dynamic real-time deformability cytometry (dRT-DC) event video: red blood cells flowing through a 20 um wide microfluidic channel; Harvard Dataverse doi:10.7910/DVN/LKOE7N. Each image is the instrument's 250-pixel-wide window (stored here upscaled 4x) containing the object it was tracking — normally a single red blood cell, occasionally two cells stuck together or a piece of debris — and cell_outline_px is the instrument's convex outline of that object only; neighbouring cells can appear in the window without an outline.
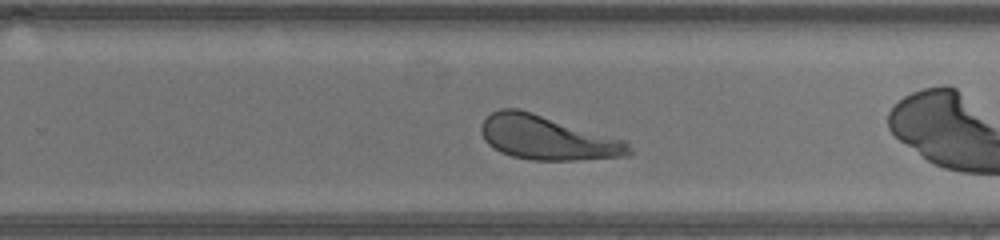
{"species": "human", "species_latin": "Homo sapiens", "temperature_condition": "warm", "stored_images_in_passage": 23, "camera_frame_rate_fps": 3000, "um_per_image_px": 0.085, "donor": {"sex": "male"}, "frame": {"image": 1, "passage_image": 14, "time_ms": 4.333, "image_size_px": [1000, 240], "cell_outline_px": [[632, 156], [576, 160], [532, 160], [512, 156], [500, 152], [488, 144], [484, 140], [480, 132], [480, 128], [484, 120], [492, 112], [500, 108], [520, 108], [628, 140], [632, 152]], "centroid_in_image_um": [46.57, 11.7], "position_along_channel_um": 283.2, "area_um2": 38.61}}
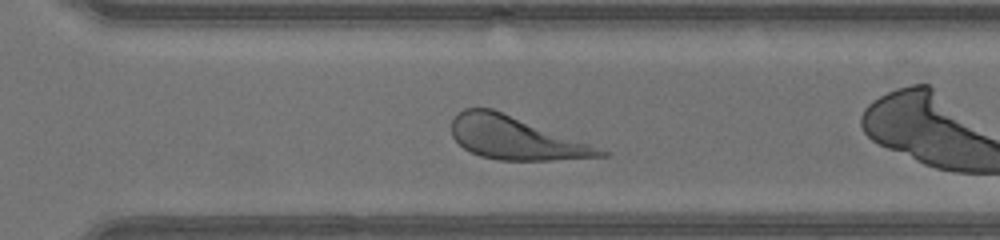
{"frame": {"image": 2, "passage_image": 17, "time_ms": 5.333, "image_size_px": [1000, 240], "cell_outline_px": [[608, 156], [552, 160], [500, 160], [480, 156], [464, 148], [452, 136], [452, 120], [464, 108], [492, 108], [588, 144], [608, 152]], "centroid_in_image_um": [43.76, 11.74], "position_along_channel_um": 326.8, "area_um2": 36.24}}
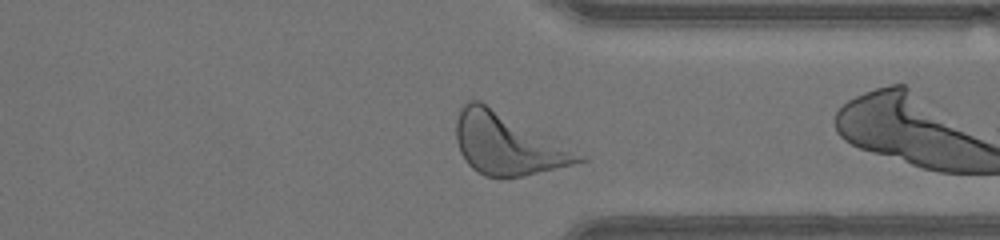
{"frame": {"image": 3, "passage_image": 20, "time_ms": 6.333, "image_size_px": [1000, 240], "cell_outline_px": [[588, 160], [524, 176], [484, 176], [472, 168], [468, 164], [460, 152], [456, 140], [456, 120], [460, 108], [468, 100], [480, 100], [588, 156]], "centroid_in_image_um": [43.14, 12.22], "position_along_channel_um": 368.3, "area_um2": 43.75}, "authors_computed_cell_mechanics": {"area_um2": 38.3792, "velocity_mm_per_s": 4.3318, "shape_relaxation_time_tau1_ms": 1.5696, "shape_relaxation_time_tau2_ms": null, "deformation_change_tau1": 0.1168, "deformation_change_tau2": null}}